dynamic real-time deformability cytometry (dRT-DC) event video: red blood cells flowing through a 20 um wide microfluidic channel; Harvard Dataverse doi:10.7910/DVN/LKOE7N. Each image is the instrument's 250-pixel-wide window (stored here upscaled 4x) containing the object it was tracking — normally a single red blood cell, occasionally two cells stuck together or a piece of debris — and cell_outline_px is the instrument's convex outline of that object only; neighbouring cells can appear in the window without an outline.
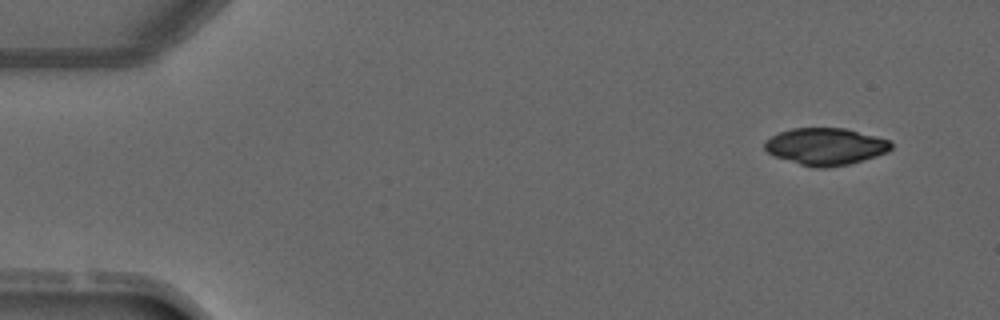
{"species": "common noctule bat (a hibernating species)", "species_latin": "Nyctalus noctula", "temperature_condition": "warm", "stored_images_in_passage": 3, "camera_frame_rate_fps": 3000, "um_per_image_px": 0.085, "animal": {"sex": "male", "forearm_length_mm": 52.5}, "frame": {"image": 1, "passage_image": 1, "time_ms": 0.0, "image_size_px": [1000, 320], "cell_outline_px": [[892, 148], [888, 152], [864, 160], [848, 164], [824, 168], [816, 168], [800, 164], [776, 156], [768, 152], [764, 148], [764, 140], [780, 132], [792, 128], [844, 128], [876, 136], [888, 140], [892, 144]], "centroid_in_image_um": [70.18, 12.45], "position_along_channel_um": 14.8, "area_um2": 27.11}}